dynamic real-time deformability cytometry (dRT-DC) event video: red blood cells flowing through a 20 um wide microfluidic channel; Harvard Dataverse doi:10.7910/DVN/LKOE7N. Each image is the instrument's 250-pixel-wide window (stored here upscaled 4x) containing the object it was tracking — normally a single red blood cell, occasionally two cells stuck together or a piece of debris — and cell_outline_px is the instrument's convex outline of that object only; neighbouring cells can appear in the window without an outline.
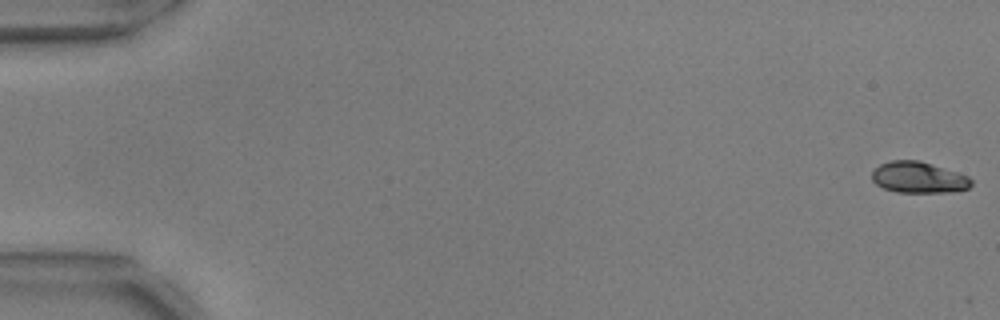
{"species": "common noctule bat (a hibernating species)", "species_latin": "Nyctalus noctula", "temperature_condition": "warm", "stored_images_in_passage": 5, "camera_frame_rate_fps": 3000, "um_per_image_px": 0.085, "animal": {"sex": "male", "body_mass_g": 17.9, "forearm_length_mm": 54.2}, "frame": {"image": 1, "passage_image": 1, "time_ms": 0.0, "image_size_px": [1000, 320], "cell_outline_px": [[972, 184], [968, 188], [952, 192], [896, 192], [884, 188], [876, 184], [872, 180], [872, 172], [880, 164], [892, 160], [920, 160], [968, 176], [972, 180]], "centroid_in_image_um": [78.07, 15.08], "position_along_channel_um": 6.9, "area_um2": 17.98}}